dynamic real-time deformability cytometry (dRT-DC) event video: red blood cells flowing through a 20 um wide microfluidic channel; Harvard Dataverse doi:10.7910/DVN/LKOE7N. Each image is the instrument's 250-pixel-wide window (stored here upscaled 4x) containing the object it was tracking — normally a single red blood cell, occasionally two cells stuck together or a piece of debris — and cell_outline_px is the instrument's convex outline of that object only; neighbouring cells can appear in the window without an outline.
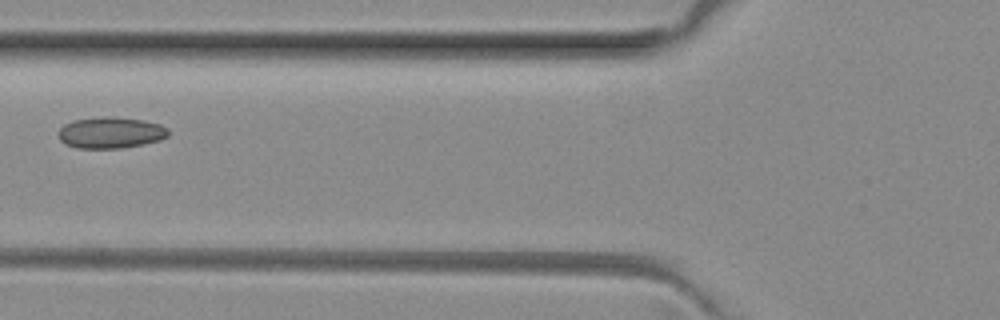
{"species": "common noctule bat (a hibernating species)", "species_latin": "Nyctalus noctula", "temperature_condition": "room temperature", "stored_images_in_passage": 5, "camera_frame_rate_fps": 3000, "um_per_image_px": 0.085, "animal": {"sex": "female", "body_mass_g": 29.2, "forearm_length_mm": 56.3}, "frame": {"image": 1, "passage_image": 5, "time_ms": 1.333, "image_size_px": [1000, 320], "cell_outline_px": [[168, 136], [160, 140], [120, 148], [76, 148], [60, 140], [56, 132], [64, 124], [72, 120], [104, 116], [112, 116], [144, 120], [160, 124], [168, 128]], "centroid_in_image_um": [9.38, 11.26], "position_along_channel_um": 116.4, "area_um2": 20.11}}